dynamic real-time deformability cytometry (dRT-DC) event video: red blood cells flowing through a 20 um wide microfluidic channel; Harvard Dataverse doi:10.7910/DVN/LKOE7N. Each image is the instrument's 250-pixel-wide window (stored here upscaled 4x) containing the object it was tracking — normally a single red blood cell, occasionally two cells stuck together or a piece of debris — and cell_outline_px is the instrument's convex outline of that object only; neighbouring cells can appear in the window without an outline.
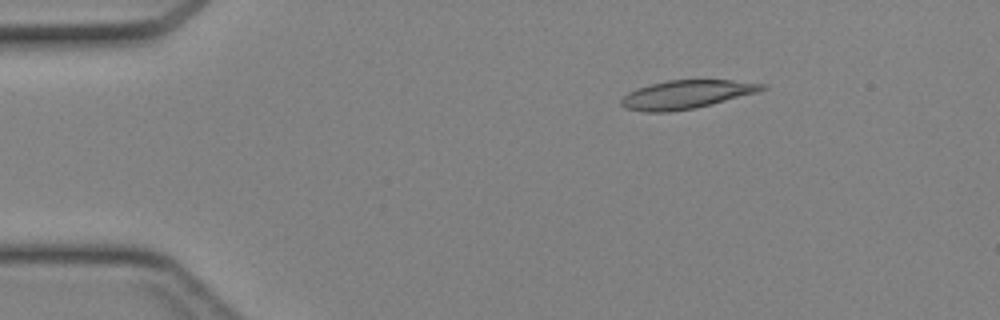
{"species": "Egyptian fruit bat (a non-hibernating species)", "species_latin": "Rousettus aegyptiacus", "temperature_condition": "cold", "stored_images_in_passage": 44, "camera_frame_rate_fps": 3000, "um_per_image_px": 0.085, "animal": {"sex": "female"}, "frame": {"image": 1, "passage_image": 7, "time_ms": 2.0, "image_size_px": [1000, 320], "cell_outline_px": [[768, 88], [756, 92], [712, 104], [696, 108], [668, 112], [644, 112], [624, 108], [620, 104], [620, 100], [628, 92], [636, 88], [668, 80], [732, 80], [768, 84]], "centroid_in_image_um": [58.32, 8.03], "position_along_channel_um": 26.7, "area_um2": 23.35}}
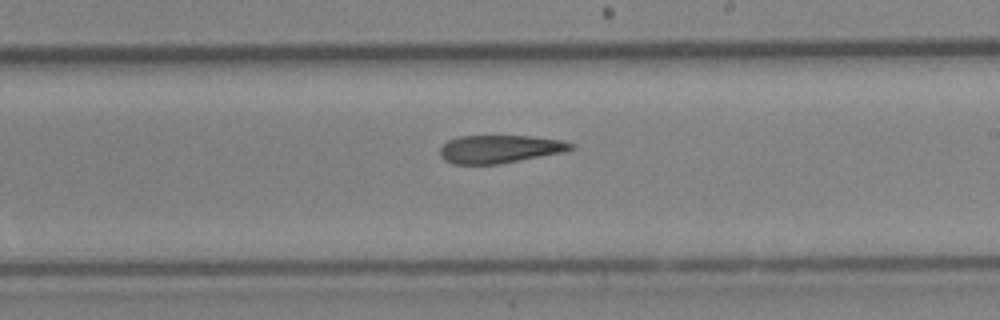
{"frame": {"image": 2, "passage_image": 26, "time_ms": 8.333, "image_size_px": [1000, 320], "cell_outline_px": [[576, 148], [564, 152], [496, 164], [452, 164], [444, 160], [440, 156], [440, 148], [448, 140], [460, 136], [532, 136], [564, 140], [576, 144]], "centroid_in_image_um": [42.51, 12.66], "position_along_channel_um": 246.5, "area_um2": 21.44}}
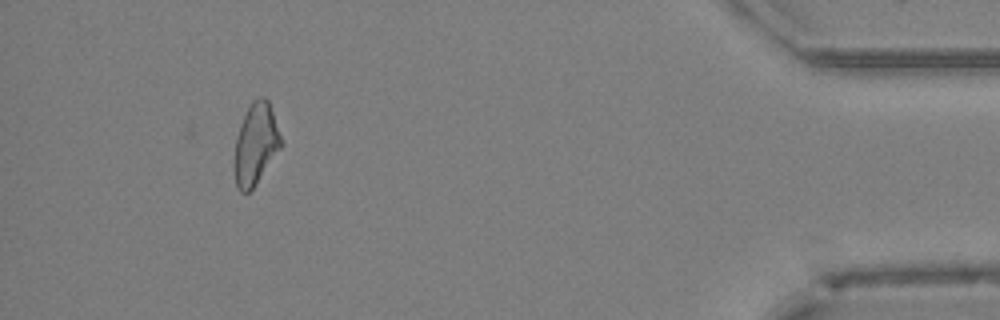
{"frame": {"image": 3, "passage_image": 41, "time_ms": 13.333, "image_size_px": [1000, 320], "cell_outline_px": [[284, 144], [256, 184], [248, 192], [240, 192], [236, 188], [236, 136], [240, 124], [252, 100], [260, 96], [264, 96], [268, 100]], "centroid_in_image_um": [21.77, 12.22], "position_along_channel_um": 413.4, "area_um2": 21.79}}